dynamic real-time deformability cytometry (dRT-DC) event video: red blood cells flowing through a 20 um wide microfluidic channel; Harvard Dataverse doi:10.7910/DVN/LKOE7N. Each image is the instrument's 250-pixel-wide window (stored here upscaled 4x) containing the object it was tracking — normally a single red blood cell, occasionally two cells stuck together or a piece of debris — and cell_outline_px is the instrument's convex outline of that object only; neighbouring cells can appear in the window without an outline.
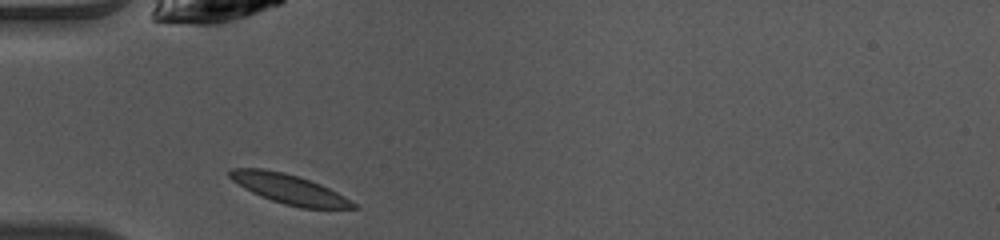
{"species": "common noctule bat (a hibernating species)", "species_latin": "Nyctalus noctula", "temperature_condition": "warm", "stored_images_in_passage": 32, "camera_frame_rate_fps": 3000, "um_per_image_px": 0.085, "animal": {"sex": "female", "body_mass_g": 10.0, "forearm_length_mm": 53.1}, "frame": {"image": 1, "passage_image": 1, "time_ms": 0.0, "image_size_px": [1000, 240], "cell_outline_px": [[360, 208], [300, 208], [284, 204], [260, 196], [244, 188], [232, 180], [228, 176], [228, 172], [232, 168], [264, 168], [284, 172], [320, 184], [344, 196], [356, 204]], "centroid_in_image_um": [24.54, 16.06], "position_along_channel_um": 60.5, "area_um2": 21.1}}
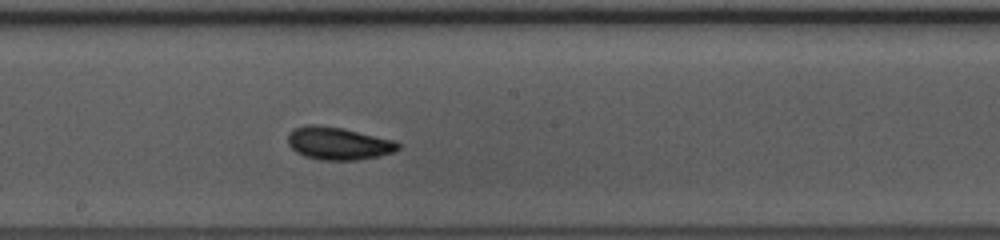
{"frame": {"image": 2, "passage_image": 13, "time_ms": 4.0, "image_size_px": [1000, 240], "cell_outline_px": [[400, 148], [396, 152], [380, 156], [356, 160], [320, 160], [304, 156], [296, 152], [288, 144], [288, 132], [292, 128], [308, 124], [316, 124], [344, 128], [396, 140], [400, 144]], "centroid_in_image_um": [28.77, 12.18], "position_along_channel_um": 219.4, "area_um2": 21.44}}
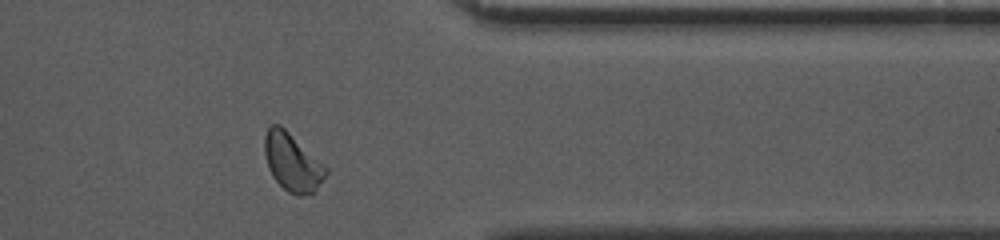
{"frame": {"image": 3, "passage_image": 26, "time_ms": 8.333, "image_size_px": [1000, 240], "cell_outline_px": [[328, 172], [316, 188], [312, 192], [300, 196], [296, 196], [288, 192], [272, 176], [268, 168], [264, 152], [264, 136], [268, 128], [272, 124], [280, 124], [324, 164], [328, 168]], "centroid_in_image_um": [24.83, 13.78], "position_along_channel_um": 386.6, "area_um2": 20.46}, "authors_computed_cell_mechanics": {"area_um2": 20.0566, "velocity_mm_per_s": 4.058, "shape_relaxation_time_tau1_ms": 3.3947, "shape_relaxation_time_tau2_ms": 3.4488, "deformation_change_tau1": 0.1097, "deformation_change_tau2": 0.0696}}